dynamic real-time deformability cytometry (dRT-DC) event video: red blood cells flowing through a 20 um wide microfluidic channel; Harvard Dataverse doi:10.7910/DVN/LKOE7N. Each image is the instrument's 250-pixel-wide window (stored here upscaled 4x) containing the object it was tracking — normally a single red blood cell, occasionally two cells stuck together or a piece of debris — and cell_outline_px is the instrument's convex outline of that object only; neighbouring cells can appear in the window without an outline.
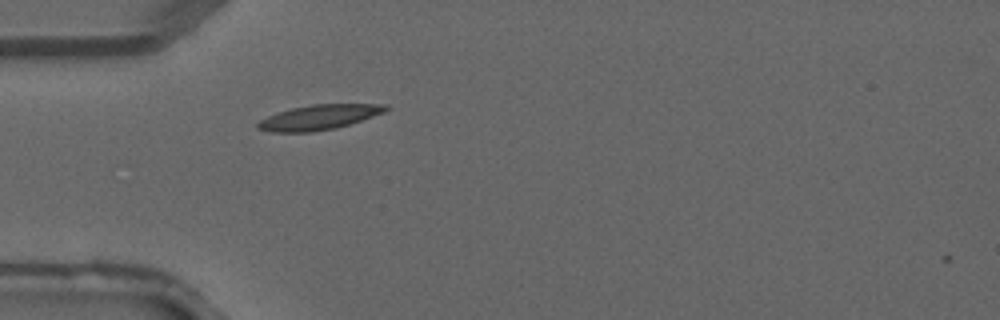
{"species": "common noctule bat (a hibernating species)", "species_latin": "Nyctalus noctula", "temperature_condition": "warm", "stored_images_in_passage": 30, "camera_frame_rate_fps": 3000, "um_per_image_px": 0.085, "animal": {"sex": "male", "forearm_length_mm": 52.5}, "frame": {"image": 1, "passage_image": 2, "time_ms": 0.333, "image_size_px": [1000, 320], "cell_outline_px": [[392, 108], [384, 112], [336, 128], [312, 132], [268, 132], [256, 128], [256, 124], [260, 120], [268, 116], [292, 108], [312, 104], [388, 104]], "centroid_in_image_um": [27.11, 9.97], "position_along_channel_um": 57.9, "area_um2": 18.5}}
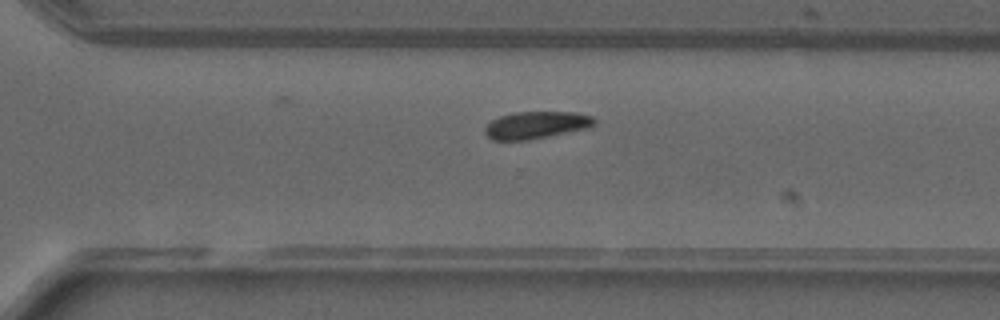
{"frame": {"image": 2, "passage_image": 18, "time_ms": 5.667, "image_size_px": [1000, 320], "cell_outline_px": [[596, 124], [592, 128], [528, 140], [492, 140], [484, 132], [484, 128], [492, 120], [500, 116], [516, 112], [572, 112], [592, 116], [596, 120]], "centroid_in_image_um": [45.62, 10.63], "position_along_channel_um": 325.0, "area_um2": 17.51}}
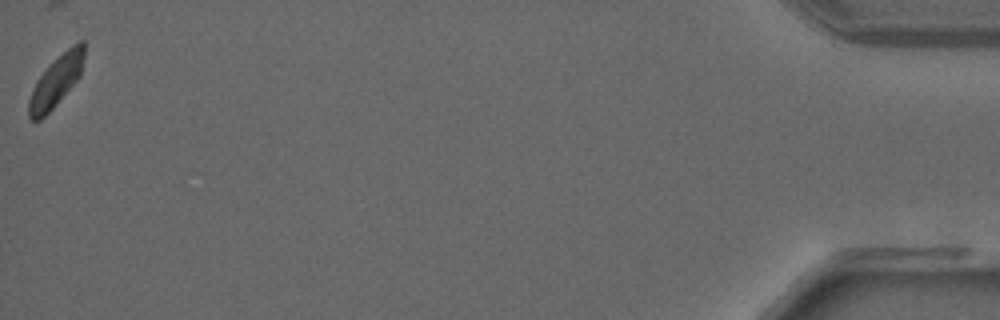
{"frame": {"image": 3, "passage_image": 30, "time_ms": 9.667, "image_size_px": [1000, 320], "cell_outline_px": [[84, 56], [80, 76], [56, 104], [40, 120], [32, 120], [28, 116], [28, 100], [32, 88], [36, 80], [72, 44], [80, 40], [84, 40]], "centroid_in_image_um": [4.76, 6.91], "position_along_channel_um": 430.4, "area_um2": 15.95}}